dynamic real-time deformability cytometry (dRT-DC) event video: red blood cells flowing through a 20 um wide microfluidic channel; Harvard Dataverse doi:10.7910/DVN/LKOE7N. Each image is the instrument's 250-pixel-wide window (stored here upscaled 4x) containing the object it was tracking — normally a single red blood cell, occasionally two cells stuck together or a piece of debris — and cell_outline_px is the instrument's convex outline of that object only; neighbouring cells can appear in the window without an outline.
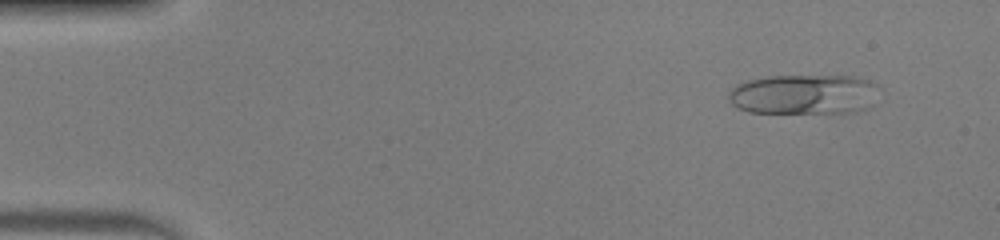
{"species": "human", "species_latin": "Homo sapiens", "temperature_condition": "warm", "stored_images_in_passage": 50, "camera_frame_rate_fps": 3000, "um_per_image_px": 0.085, "donor": {"sex": "male"}, "frame": {"image": 1, "passage_image": 5, "time_ms": 1.333, "image_size_px": [1000, 240], "cell_outline_px": [[872, 84], [864, 108], [856, 112], [748, 112], [736, 108], [728, 100], [728, 92], [736, 84], [748, 80], [768, 76], [852, 76], [868, 80]], "centroid_in_image_um": [68.09, 8.01], "position_along_channel_um": 16.9, "area_um2": 33.87}}
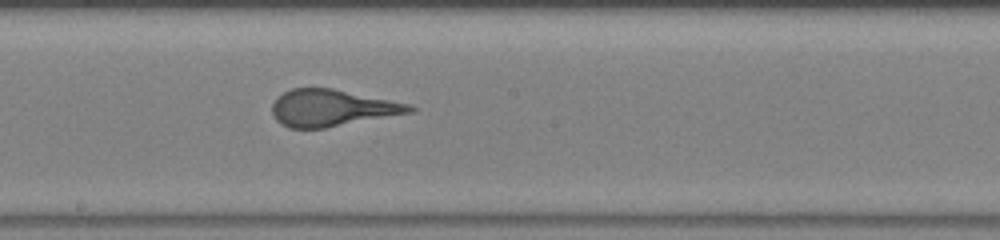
{"frame": {"image": 2, "passage_image": 28, "time_ms": 9.0, "image_size_px": [1000, 240], "cell_outline_px": [[416, 112], [324, 128], [288, 128], [276, 120], [272, 116], [272, 104], [276, 96], [292, 88], [332, 88], [408, 104], [416, 108]], "centroid_in_image_um": [28.19, 9.18], "position_along_channel_um": 220.0, "area_um2": 29.42}}
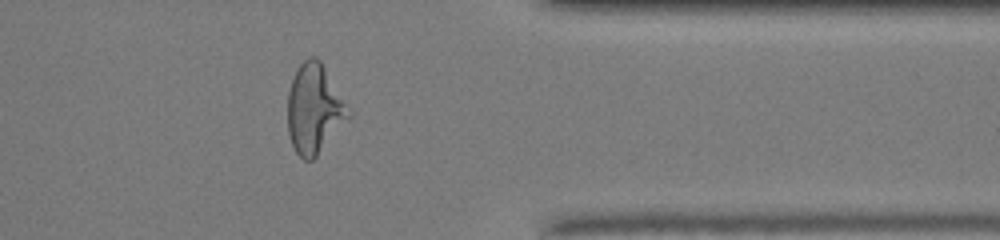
{"frame": {"image": 3, "passage_image": 41, "time_ms": 13.333, "image_size_px": [1000, 240], "cell_outline_px": [[352, 116], [316, 156], [312, 160], [304, 160], [296, 152], [292, 144], [288, 132], [288, 92], [296, 68], [308, 56], [316, 56], [320, 60], [352, 112]], "centroid_in_image_um": [26.72, 9.24], "position_along_channel_um": 384.7, "area_um2": 31.67}}